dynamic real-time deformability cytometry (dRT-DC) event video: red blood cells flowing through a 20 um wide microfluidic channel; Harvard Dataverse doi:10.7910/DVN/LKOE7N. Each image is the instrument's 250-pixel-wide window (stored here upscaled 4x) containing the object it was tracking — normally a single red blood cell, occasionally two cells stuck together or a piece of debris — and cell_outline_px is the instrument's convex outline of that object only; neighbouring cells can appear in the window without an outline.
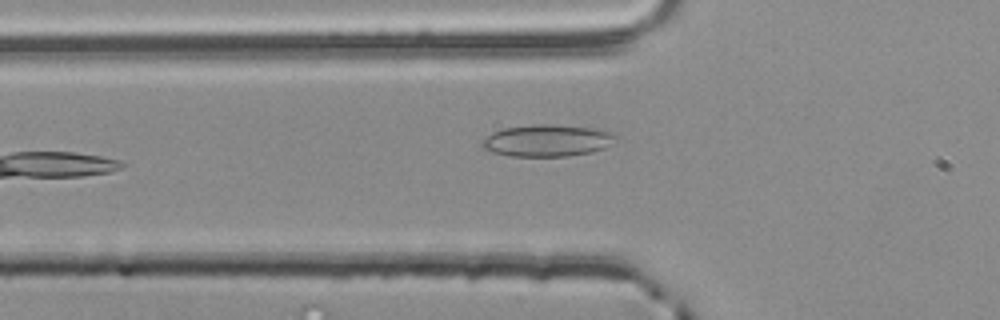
{"species": "common noctule bat (a hibernating species)", "species_latin": "Nyctalus noctula", "temperature_condition": "room temperature", "stored_images_in_passage": 36, "camera_frame_rate_fps": 3000, "um_per_image_px": 0.085, "animal": {"sex": "male", "body_mass_g": 20.4}, "frame": {"image": 1, "passage_image": 3, "time_ms": 0.667, "image_size_px": [1000, 320], "cell_outline_px": [[620, 136], [604, 148], [592, 152], [568, 156], [512, 156], [492, 152], [484, 148], [480, 144], [492, 132], [504, 128], [536, 124], [552, 124], [600, 128], [612, 132]], "centroid_in_image_um": [46.57, 11.93], "position_along_channel_um": 79.2, "area_um2": 24.97}}
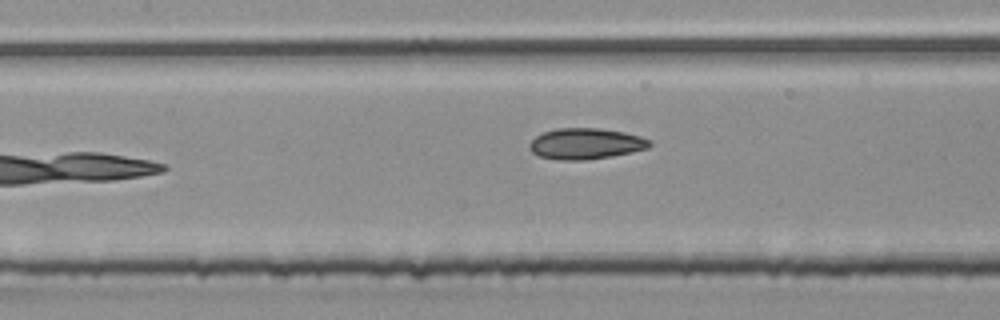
{"frame": {"image": 2, "passage_image": 9, "time_ms": 2.667, "image_size_px": [1000, 320], "cell_outline_px": [[652, 144], [648, 148], [632, 152], [612, 156], [584, 160], [560, 160], [540, 156], [532, 152], [528, 144], [536, 136], [544, 132], [556, 128], [596, 128], [624, 132], [640, 136], [652, 140]], "centroid_in_image_um": [49.81, 12.21], "position_along_channel_um": 157.6, "area_um2": 21.68}}
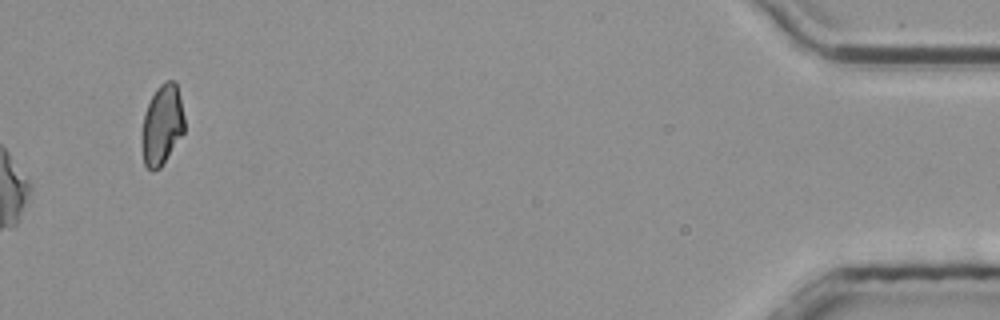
{"frame": {"image": 3, "passage_image": 36, "time_ms": 11.667, "image_size_px": [1000, 320], "cell_outline_px": [[184, 132], [160, 168], [152, 172], [144, 164], [140, 140], [144, 112], [156, 88], [164, 80], [172, 80], [176, 84], [184, 116]], "centroid_in_image_um": [13.74, 10.63], "position_along_channel_um": 421.5, "area_um2": 20.0}, "authors_computed_cell_mechanics": {"area_um2": 21.5305, "velocity_mm_per_s": 3.8666, "shape_relaxation_time_tau1_ms": null, "shape_relaxation_time_tau2_ms": 3.1907, "deformation_change_tau1": null, "deformation_change_tau2": 0.0902}}